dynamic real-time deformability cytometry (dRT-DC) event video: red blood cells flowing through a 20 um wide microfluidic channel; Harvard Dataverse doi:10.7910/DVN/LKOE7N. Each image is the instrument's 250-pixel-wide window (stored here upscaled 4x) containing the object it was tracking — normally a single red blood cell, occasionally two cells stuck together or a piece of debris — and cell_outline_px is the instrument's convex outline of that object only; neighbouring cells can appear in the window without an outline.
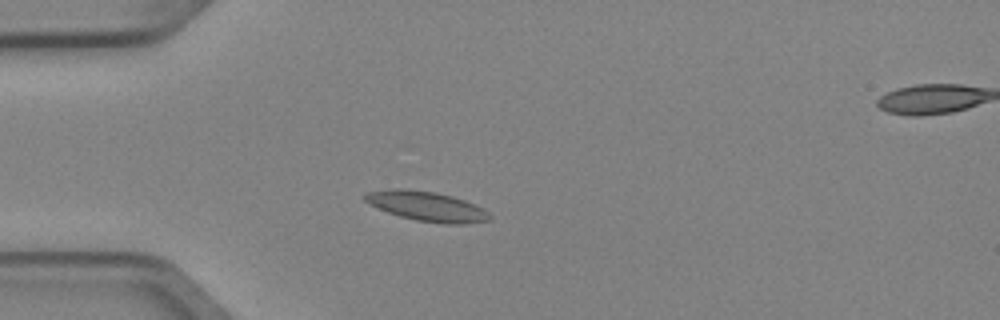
{"species": "Egyptian fruit bat (a non-hibernating species)", "species_latin": "Rousettus aegyptiacus", "temperature_condition": "cold", "stored_images_in_passage": 4, "segment_of_instrument_passage": [1, 2], "camera_frame_rate_fps": 3000, "um_per_image_px": 0.085, "animal": {"sex": "female"}, "frame": {"image": 1, "passage_image": 3, "time_ms": 0.667, "image_size_px": [1000, 320], "cell_outline_px": [[492, 220], [464, 224], [444, 224], [416, 220], [400, 216], [388, 212], [364, 200], [364, 196], [368, 192], [392, 188], [408, 188], [436, 192], [452, 196], [464, 200], [484, 208], [492, 216]], "centroid_in_image_um": [36.34, 17.53], "position_along_channel_um": 48.7, "area_um2": 21.62}}